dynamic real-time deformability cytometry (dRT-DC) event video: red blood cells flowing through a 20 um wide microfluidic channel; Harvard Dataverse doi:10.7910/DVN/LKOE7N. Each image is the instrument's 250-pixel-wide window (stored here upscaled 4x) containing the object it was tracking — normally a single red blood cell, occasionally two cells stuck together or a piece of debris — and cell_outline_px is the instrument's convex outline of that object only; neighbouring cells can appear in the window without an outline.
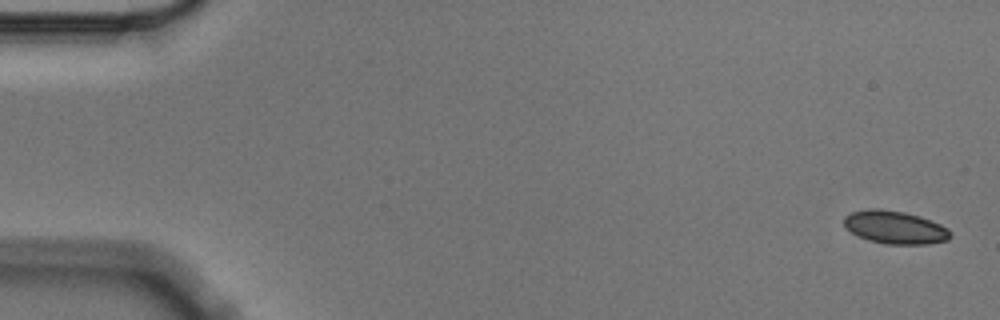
{"species": "Egyptian fruit bat (a non-hibernating species)", "species_latin": "Rousettus aegyptiacus", "temperature_condition": "cold", "stored_images_in_passage": 5, "camera_frame_rate_fps": 3000, "um_per_image_px": 0.085, "animal": {"sex": "male"}, "frame": {"image": 1, "passage_image": 1, "time_ms": 0.0, "image_size_px": [1000, 320], "cell_outline_px": [[952, 236], [948, 240], [928, 244], [888, 244], [868, 240], [844, 228], [844, 216], [852, 212], [876, 208], [880, 208], [904, 212], [920, 216], [940, 224], [948, 228], [952, 232]], "centroid_in_image_um": [76.1, 19.32], "position_along_channel_um": 8.9, "area_um2": 20.46}}
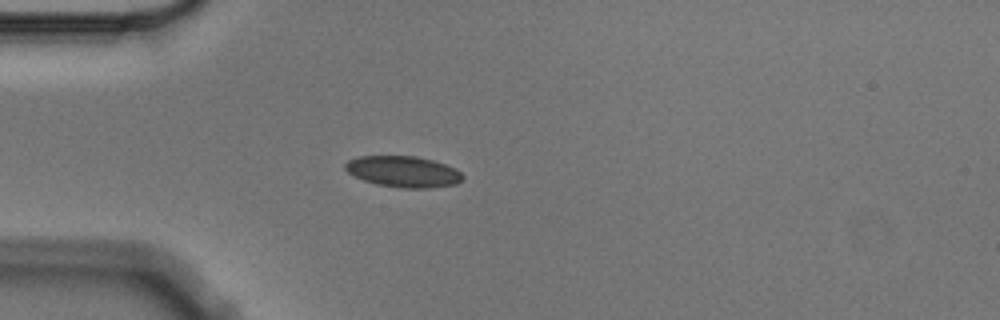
{"frame": {"image": 2, "passage_image": 5, "time_ms": 1.333, "image_size_px": [1000, 320], "cell_outline_px": [[464, 180], [456, 184], [432, 188], [400, 188], [376, 184], [364, 180], [348, 172], [344, 168], [344, 164], [348, 160], [360, 156], [416, 156], [432, 160], [456, 168], [464, 176]], "centroid_in_image_um": [34.31, 14.59], "position_along_channel_um": 50.7, "area_um2": 21.39}}